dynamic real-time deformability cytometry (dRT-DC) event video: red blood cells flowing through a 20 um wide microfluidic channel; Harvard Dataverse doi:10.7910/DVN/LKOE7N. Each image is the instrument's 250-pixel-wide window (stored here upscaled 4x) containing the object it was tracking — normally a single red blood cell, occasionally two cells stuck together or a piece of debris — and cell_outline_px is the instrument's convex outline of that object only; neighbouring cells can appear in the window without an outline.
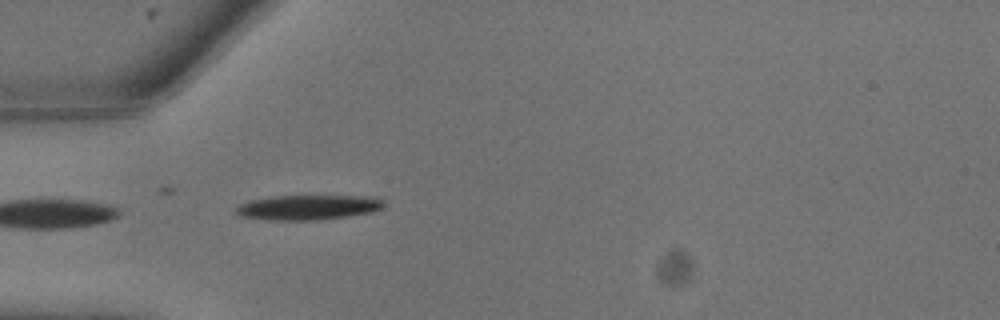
{"species": "common noctule bat (a hibernating species)", "species_latin": "Nyctalus noctula", "temperature_condition": "warm", "stored_images_in_passage": 1, "camera_frame_rate_fps": 3000, "um_per_image_px": 0.085, "animal": {"sex": "male", "body_mass_g": 13.3}, "frame": {"image": 1, "passage_image": 1, "time_ms": 0.0, "image_size_px": [1000, 320], "cell_outline_px": [[384, 204], [380, 208], [372, 212], [316, 220], [268, 220], [240, 216], [236, 212], [236, 208], [240, 204], [248, 200], [272, 196], [380, 196], [384, 200]], "centroid_in_image_um": [26.18, 17.61], "position_along_channel_um": 58.8, "area_um2": 21.44}}